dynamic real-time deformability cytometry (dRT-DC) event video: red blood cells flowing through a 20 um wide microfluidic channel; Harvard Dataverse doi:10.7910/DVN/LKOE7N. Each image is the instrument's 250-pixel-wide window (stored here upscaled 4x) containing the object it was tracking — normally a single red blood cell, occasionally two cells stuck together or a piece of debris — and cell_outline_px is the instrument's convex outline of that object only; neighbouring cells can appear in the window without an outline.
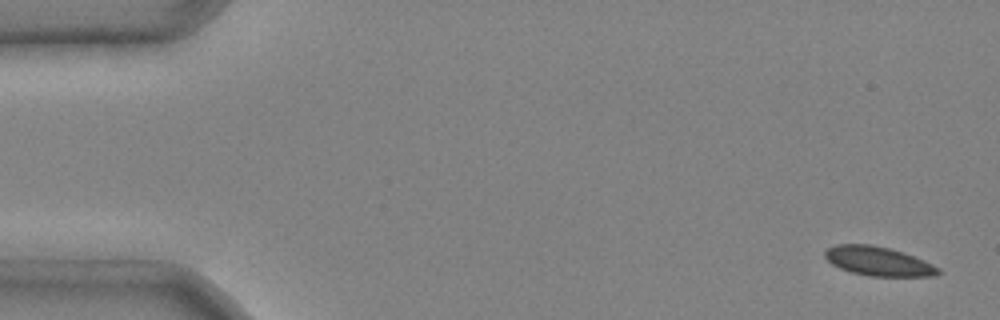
{"species": "common noctule bat (a hibernating species)", "species_latin": "Nyctalus noctula", "temperature_condition": "cold", "stored_images_in_passage": 4, "camera_frame_rate_fps": 3000, "um_per_image_px": 0.085, "animal": {"sex": "male", "body_mass_g": 20.4}, "frame": {"image": 1, "passage_image": 1, "time_ms": 0.0, "image_size_px": [1000, 320], "cell_outline_px": [[940, 272], [936, 276], [868, 276], [852, 272], [840, 268], [832, 264], [824, 256], [824, 252], [828, 248], [836, 244], [872, 244], [888, 248], [924, 260], [940, 268]], "centroid_in_image_um": [74.64, 22.2], "position_along_channel_um": 10.4, "area_um2": 19.07}}
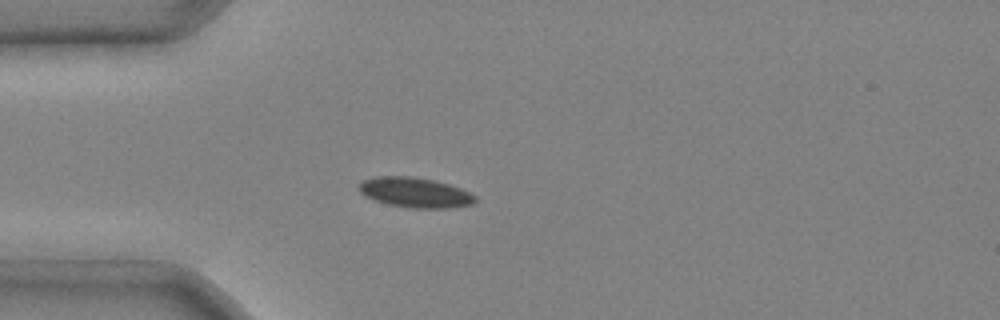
{"frame": {"image": 2, "passage_image": 4, "time_ms": 1.0, "image_size_px": [1000, 320], "cell_outline_px": [[476, 200], [472, 204], [452, 208], [412, 208], [388, 204], [364, 196], [356, 188], [364, 180], [376, 176], [412, 176], [432, 180], [448, 184], [460, 188], [476, 196]], "centroid_in_image_um": [35.26, 16.36], "position_along_channel_um": 49.7, "area_um2": 20.29}}